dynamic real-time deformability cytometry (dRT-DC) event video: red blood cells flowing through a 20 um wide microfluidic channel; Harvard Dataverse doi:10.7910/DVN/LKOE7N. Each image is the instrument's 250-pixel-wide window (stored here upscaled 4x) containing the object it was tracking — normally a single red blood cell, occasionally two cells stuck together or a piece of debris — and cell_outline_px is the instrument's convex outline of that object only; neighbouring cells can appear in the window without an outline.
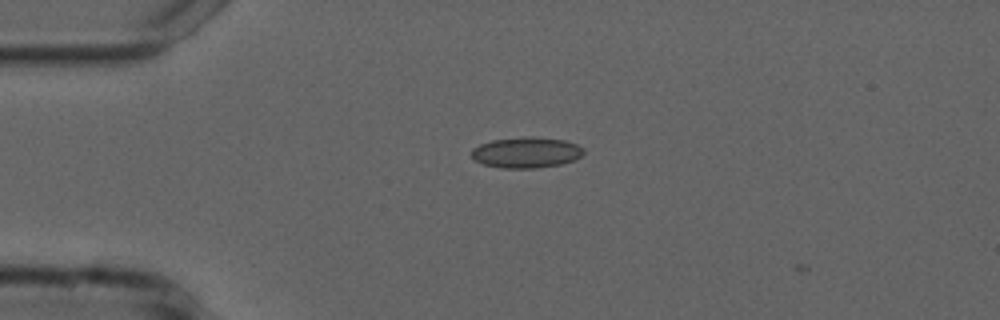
{"species": "common noctule bat (a hibernating species)", "species_latin": "Nyctalus noctula", "temperature_condition": "cold", "stored_images_in_passage": 5, "camera_frame_rate_fps": 3000, "um_per_image_px": 0.085, "animal": {"sex": "male", "forearm_length_mm": 52.5}, "frame": {"image": 1, "passage_image": 2, "time_ms": 0.333, "image_size_px": [1000, 320], "cell_outline_px": [[584, 152], [580, 156], [572, 160], [560, 164], [536, 168], [500, 168], [484, 164], [476, 160], [472, 156], [472, 148], [480, 144], [492, 140], [524, 136], [532, 136], [564, 140], [576, 144], [584, 148]], "centroid_in_image_um": [44.72, 12.95], "position_along_channel_um": 40.3, "area_um2": 20.06}}